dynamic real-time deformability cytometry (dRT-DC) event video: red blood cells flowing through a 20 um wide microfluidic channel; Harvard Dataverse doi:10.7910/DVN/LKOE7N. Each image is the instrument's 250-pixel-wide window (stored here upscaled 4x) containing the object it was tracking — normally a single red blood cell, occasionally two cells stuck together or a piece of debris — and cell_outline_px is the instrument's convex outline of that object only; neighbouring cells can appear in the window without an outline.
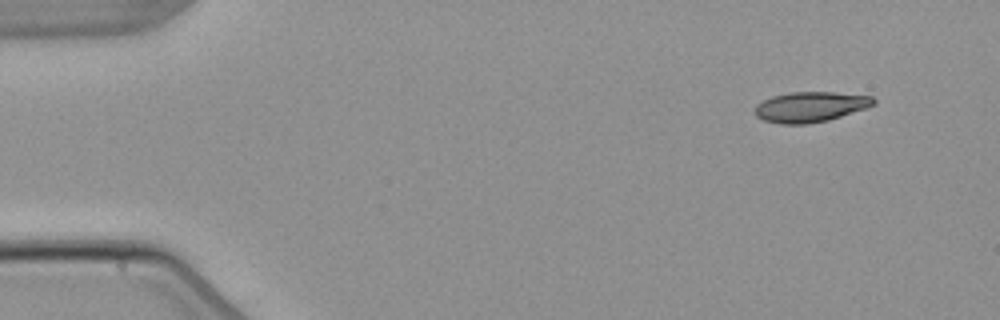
{"species": "common noctule bat (a hibernating species)", "species_latin": "Nyctalus noctula", "temperature_condition": "warm", "stored_images_in_passage": 4, "camera_frame_rate_fps": 3000, "um_per_image_px": 0.085, "animal": {"sex": "male", "body_mass_g": 21.5, "forearm_length_mm": 52.0}, "frame": {"image": 1, "passage_image": 1, "time_ms": 0.0, "image_size_px": [1000, 320], "cell_outline_px": [[876, 104], [868, 108], [828, 120], [808, 124], [780, 124], [764, 120], [756, 116], [756, 104], [772, 96], [792, 92], [836, 92], [872, 96], [876, 100]], "centroid_in_image_um": [68.93, 9.08], "position_along_channel_um": 16.1, "area_um2": 21.04}}
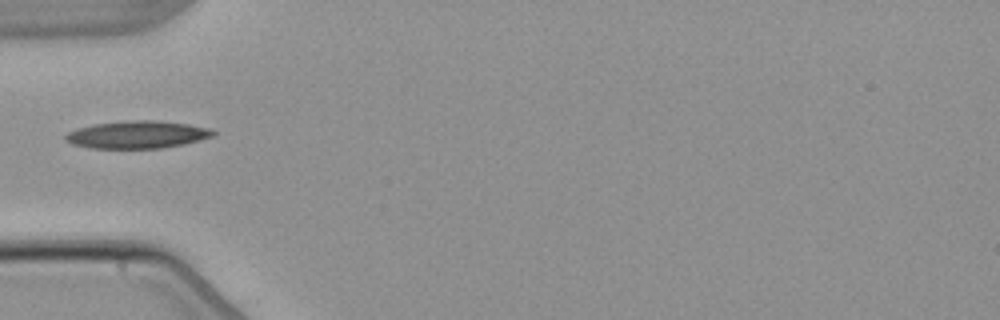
{"frame": {"image": 2, "passage_image": 4, "time_ms": 4.333, "image_size_px": [1000, 320], "cell_outline_px": [[216, 136], [184, 144], [160, 148], [92, 148], [72, 144], [64, 140], [64, 136], [68, 132], [76, 128], [92, 124], [124, 120], [152, 120], [188, 124], [212, 128], [216, 132]], "centroid_in_image_um": [11.67, 11.43], "position_along_channel_um": 73.3, "area_um2": 23.93}}